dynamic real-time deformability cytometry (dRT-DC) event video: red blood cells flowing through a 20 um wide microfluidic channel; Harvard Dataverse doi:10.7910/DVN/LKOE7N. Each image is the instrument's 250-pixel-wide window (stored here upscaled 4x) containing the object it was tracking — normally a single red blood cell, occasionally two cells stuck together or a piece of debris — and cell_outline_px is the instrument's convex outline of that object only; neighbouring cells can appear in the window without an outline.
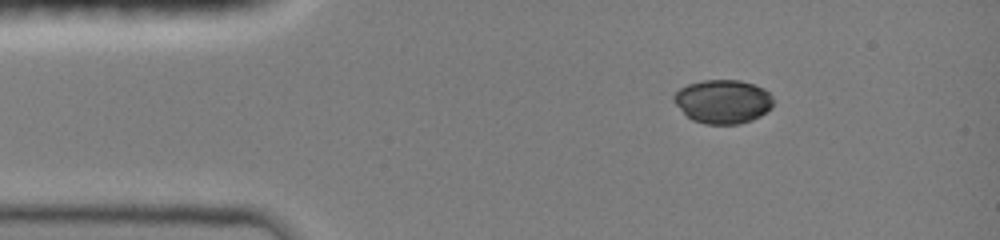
{"species": "common noctule bat (a hibernating species)", "species_latin": "Nyctalus noctula", "temperature_condition": "room temperature", "stored_images_in_passage": 10, "camera_frame_rate_fps": 3000, "um_per_image_px": 0.085, "animal": {"sex": "female", "body_mass_g": 19.0, "forearm_length_mm": 51.5}, "frame": {"image": 1, "passage_image": 1, "time_ms": 0.0, "image_size_px": [1000, 240], "cell_outline_px": [[772, 108], [760, 116], [752, 120], [740, 124], [704, 124], [692, 120], [672, 100], [672, 96], [680, 88], [688, 84], [704, 80], [740, 80], [764, 88], [772, 96]], "centroid_in_image_um": [61.45, 8.63], "position_along_channel_um": 23.6, "area_um2": 25.37}}
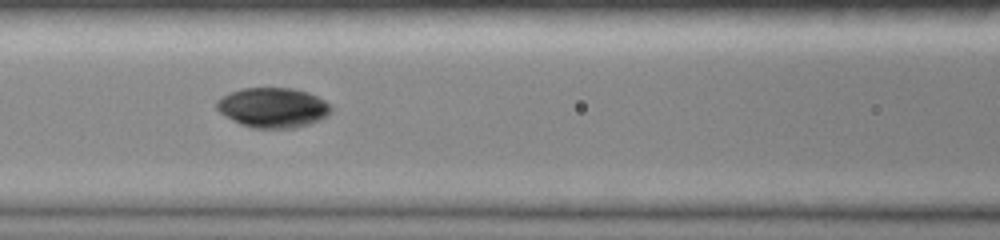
{"frame": {"image": 2, "passage_image": 5, "time_ms": 1.333, "image_size_px": [1000, 240], "cell_outline_px": [[332, 108], [320, 120], [296, 128], [252, 128], [240, 124], [224, 116], [216, 108], [216, 100], [232, 92], [244, 88], [292, 88], [308, 92], [324, 100]], "centroid_in_image_um": [23.17, 9.15], "position_along_channel_um": 143.4, "area_um2": 26.41}}
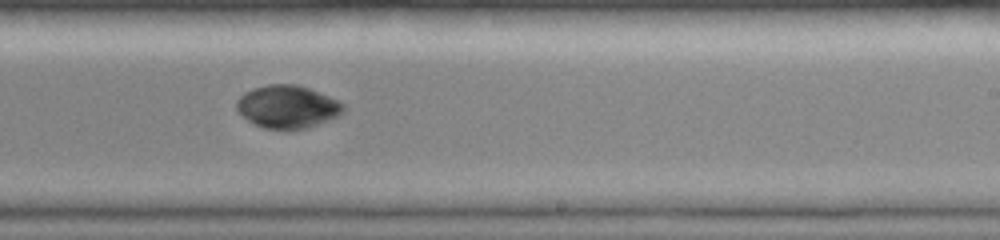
{"frame": {"image": 3, "passage_image": 9, "time_ms": 2.667, "image_size_px": [1000, 240], "cell_outline_px": [[344, 112], [328, 120], [304, 128], [288, 132], [264, 128], [248, 120], [236, 108], [236, 100], [244, 92], [252, 88], [268, 84], [296, 84], [308, 88], [328, 96], [344, 104]], "centroid_in_image_um": [24.4, 9.08], "position_along_channel_um": 264.6, "area_um2": 26.7}}